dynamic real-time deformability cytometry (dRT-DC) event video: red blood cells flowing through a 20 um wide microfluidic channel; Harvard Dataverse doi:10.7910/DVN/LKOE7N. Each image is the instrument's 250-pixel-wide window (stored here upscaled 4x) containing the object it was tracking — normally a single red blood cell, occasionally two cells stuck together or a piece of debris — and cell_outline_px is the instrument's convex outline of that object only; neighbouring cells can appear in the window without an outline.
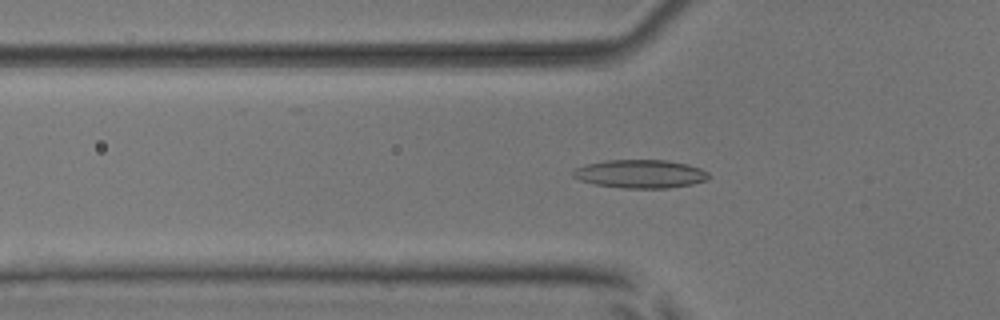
{"species": "common noctule bat (a hibernating species)", "species_latin": "Nyctalus noctula", "temperature_condition": "room temperature", "stored_images_in_passage": 40, "camera_frame_rate_fps": 3000, "um_per_image_px": 0.085, "animal": {"sex": "male", "body_mass_g": 17.9, "forearm_length_mm": 54.2}, "frame": {"image": 1, "passage_image": 7, "time_ms": 2.0, "image_size_px": [1000, 320], "cell_outline_px": [[712, 176], [708, 180], [692, 184], [668, 188], [624, 188], [592, 184], [580, 180], [572, 176], [572, 172], [576, 168], [584, 164], [608, 160], [668, 160], [688, 164], [700, 168], [708, 172]], "centroid_in_image_um": [54.45, 14.78], "position_along_channel_um": 71.4, "area_um2": 22.66}}
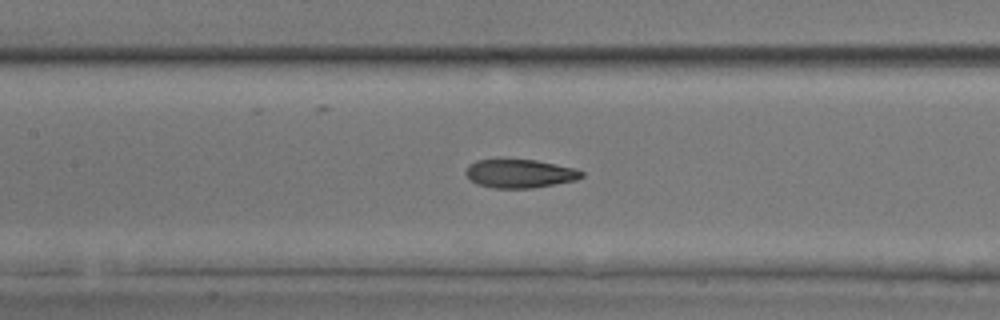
{"frame": {"image": 2, "passage_image": 14, "time_ms": 4.333, "image_size_px": [1000, 320], "cell_outline_px": [[584, 176], [576, 180], [532, 188], [492, 188], [476, 184], [464, 172], [468, 164], [476, 160], [500, 156], [536, 160], [572, 168], [584, 172]], "centroid_in_image_um": [44.09, 14.71], "position_along_channel_um": 163.3, "area_um2": 19.94}}
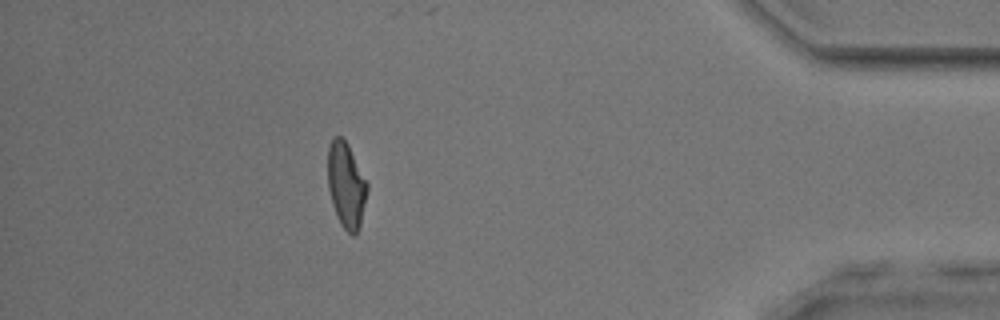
{"frame": {"image": 3, "passage_image": 36, "time_ms": 11.667, "image_size_px": [1000, 320], "cell_outline_px": [[368, 188], [360, 224], [356, 232], [352, 236], [340, 224], [336, 216], [332, 204], [328, 188], [328, 148], [332, 136], [340, 136], [348, 144], [368, 184]], "centroid_in_image_um": [29.41, 15.72], "position_along_channel_um": 405.8, "area_um2": 19.54}}